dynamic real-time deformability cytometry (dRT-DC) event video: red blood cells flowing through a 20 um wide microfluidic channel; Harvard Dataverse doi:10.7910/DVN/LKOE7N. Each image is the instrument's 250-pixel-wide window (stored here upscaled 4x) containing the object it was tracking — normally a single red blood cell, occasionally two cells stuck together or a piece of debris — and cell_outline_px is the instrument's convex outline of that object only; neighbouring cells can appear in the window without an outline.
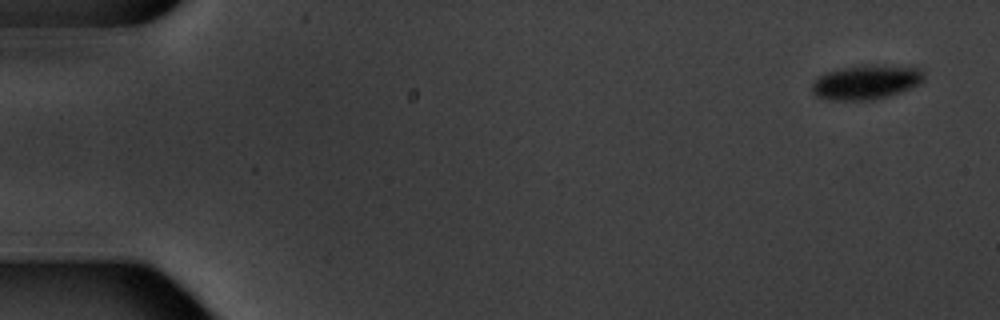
{"species": "common noctule bat (a hibernating species)", "species_latin": "Nyctalus noctula", "temperature_condition": "warm", "stored_images_in_passage": 15, "camera_frame_rate_fps": 3000, "um_per_image_px": 0.085, "animal": {"sex": "male", "body_mass_g": 20.1, "forearm_length_mm": 53.5}, "frame": {"image": 1, "passage_image": 1, "time_ms": 0.0, "image_size_px": [1000, 320], "cell_outline_px": [[924, 80], [920, 84], [900, 92], [888, 96], [872, 100], [832, 100], [816, 96], [812, 92], [812, 84], [820, 76], [828, 72], [844, 68], [864, 64], [920, 68], [924, 72]], "centroid_in_image_um": [73.65, 6.99], "position_along_channel_um": 11.4, "area_um2": 22.25}}
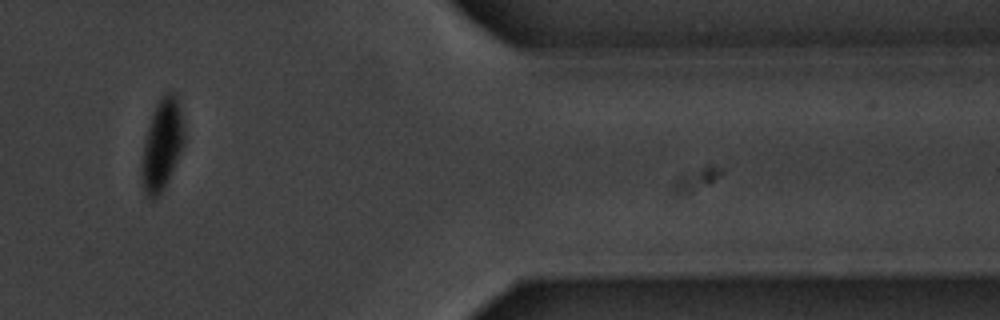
{"frame": {"image": 2, "passage_image": 13, "time_ms": 16.0, "image_size_px": [1000, 320], "cell_outline_px": [[184, 144], [168, 180], [164, 188], [152, 200], [144, 192], [140, 180], [140, 168], [144, 140], [148, 124], [152, 112], [160, 96], [164, 92], [176, 92], [180, 108], [184, 136]], "centroid_in_image_um": [13.74, 12.28], "position_along_channel_um": 397.7, "area_um2": 22.77}}
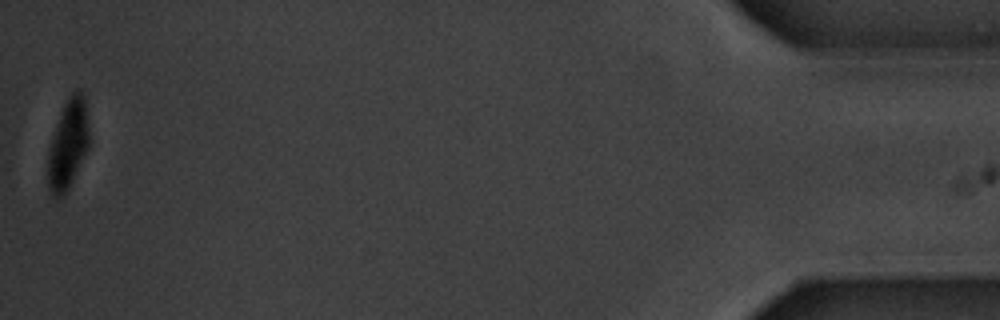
{"frame": {"image": 3, "passage_image": 15, "time_ms": 18.667, "image_size_px": [1000, 320], "cell_outline_px": [[88, 148], [68, 188], [56, 200], [52, 196], [48, 188], [48, 152], [52, 136], [64, 104], [68, 96], [76, 88], [80, 88], [84, 96], [88, 128]], "centroid_in_image_um": [5.77, 12.24], "position_along_channel_um": 429.4, "area_um2": 21.15}, "authors_computed_cell_mechanics": {"area_um2": 25.0852, "velocity_mm_per_s": 3.4551, "shape_relaxation_time_tau1_ms": 2.1476, "shape_relaxation_time_tau2_ms": null, "deformation_change_tau1": 0.0833, "deformation_change_tau2": null}}